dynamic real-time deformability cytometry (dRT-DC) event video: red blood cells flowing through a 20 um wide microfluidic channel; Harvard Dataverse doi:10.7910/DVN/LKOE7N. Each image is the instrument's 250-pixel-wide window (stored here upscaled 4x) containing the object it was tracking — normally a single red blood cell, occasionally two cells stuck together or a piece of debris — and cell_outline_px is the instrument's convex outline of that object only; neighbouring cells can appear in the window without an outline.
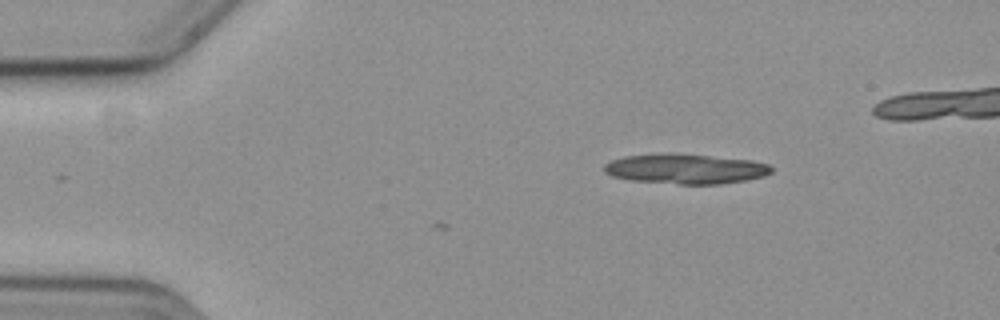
{"species": "common noctule bat (a hibernating species)", "species_latin": "Nyctalus noctula", "temperature_condition": "cold", "stored_images_in_passage": 3, "camera_frame_rate_fps": 3000, "um_per_image_px": 0.085, "animal": {"sex": "female", "body_mass_g": 19.3, "forearm_length_mm": 54.1}, "frame": {"image": 1, "passage_image": 3, "time_ms": 0.667, "image_size_px": [1000, 320], "cell_outline_px": [[772, 172], [764, 176], [744, 180], [716, 184], [680, 184], [632, 180], [612, 176], [604, 172], [604, 164], [612, 160], [624, 156], [660, 152], [676, 152], [752, 160], [768, 164], [772, 168]], "centroid_in_image_um": [58.24, 14.32], "position_along_channel_um": 26.8, "area_um2": 29.48}}